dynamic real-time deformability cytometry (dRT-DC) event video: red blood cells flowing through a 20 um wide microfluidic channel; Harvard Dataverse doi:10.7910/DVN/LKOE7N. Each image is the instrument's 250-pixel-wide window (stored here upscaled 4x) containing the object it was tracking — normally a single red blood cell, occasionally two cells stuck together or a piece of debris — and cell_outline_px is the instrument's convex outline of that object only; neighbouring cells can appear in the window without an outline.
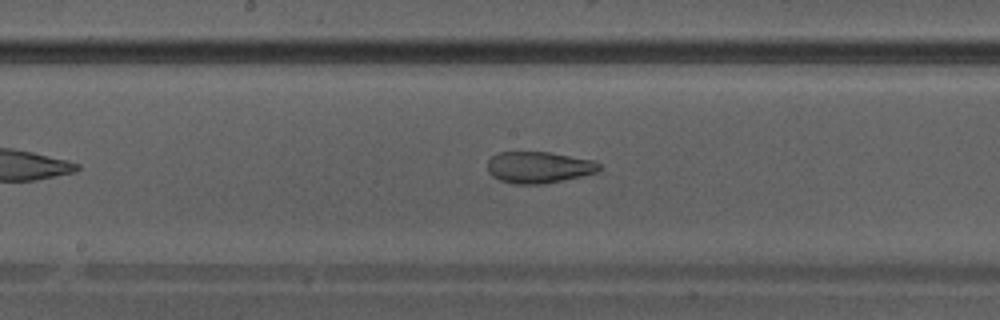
{"species": "Egyptian fruit bat (a non-hibernating species)", "species_latin": "Rousettus aegyptiacus", "temperature_condition": "warm", "stored_images_in_passage": 30, "camera_frame_rate_fps": 3000, "um_per_image_px": 0.085, "animal": {"sex": "male"}, "frame": {"image": 1, "passage_image": 13, "time_ms": 4.0, "image_size_px": [1000, 320], "cell_outline_px": [[600, 168], [596, 172], [580, 176], [544, 184], [516, 184], [500, 180], [492, 176], [488, 172], [488, 160], [492, 156], [500, 152], [548, 152], [592, 160], [600, 164]], "centroid_in_image_um": [45.76, 14.22], "position_along_channel_um": 202.4, "area_um2": 20.29}}